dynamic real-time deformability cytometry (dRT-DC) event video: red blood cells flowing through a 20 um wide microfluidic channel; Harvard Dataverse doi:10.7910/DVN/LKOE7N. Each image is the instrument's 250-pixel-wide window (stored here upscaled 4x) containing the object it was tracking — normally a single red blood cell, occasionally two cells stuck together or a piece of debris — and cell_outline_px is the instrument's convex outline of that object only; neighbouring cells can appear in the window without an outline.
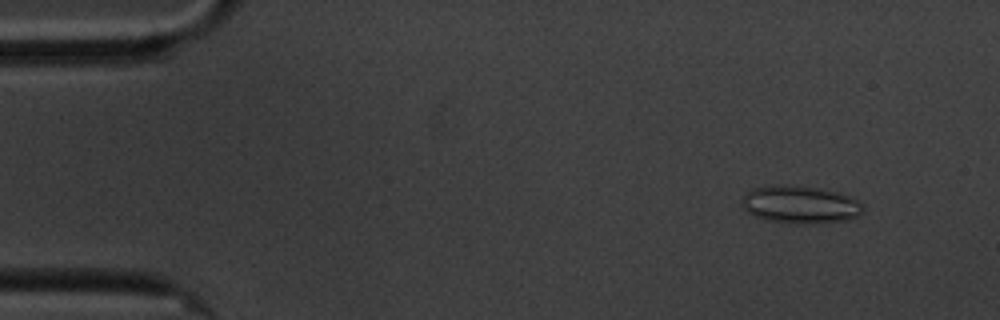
{"species": "common noctule bat (a hibernating species)", "species_latin": "Nyctalus noctula", "temperature_condition": "cold", "stored_images_in_passage": 59, "camera_frame_rate_fps": 3000, "um_per_image_px": 0.085, "animal": {"sex": "male", "body_mass_g": 20.1, "forearm_length_mm": 53.5}, "frame": {"image": 1, "passage_image": 6, "time_ms": 1.667, "image_size_px": [1000, 320], "cell_outline_px": [[864, 208], [856, 216], [844, 220], [808, 224], [788, 224], [764, 220], [748, 212], [740, 204], [744, 196], [752, 188], [816, 188], [836, 192], [848, 196], [856, 200]], "centroid_in_image_um": [68.0, 17.46], "position_along_channel_um": 17.0, "area_um2": 25.43}}
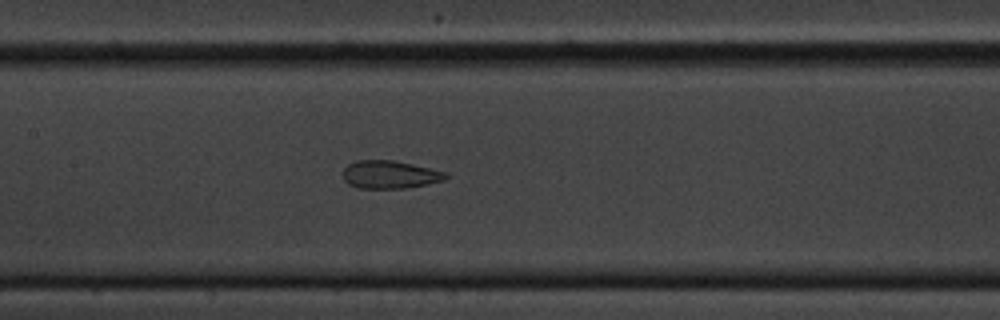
{"frame": {"image": 2, "passage_image": 28, "time_ms": 9.0, "image_size_px": [1000, 320], "cell_outline_px": [[448, 176], [444, 180], [404, 188], [360, 188], [348, 184], [344, 180], [344, 168], [348, 164], [356, 160], [392, 160], [412, 164], [448, 172]], "centroid_in_image_um": [33.13, 14.83], "position_along_channel_um": 174.3, "area_um2": 16.59}}
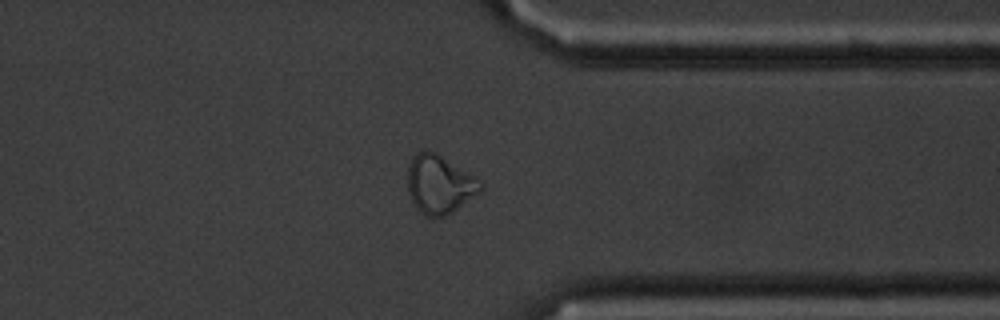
{"frame": {"image": 3, "passage_image": 46, "time_ms": 15.0, "image_size_px": [1000, 320], "cell_outline_px": [[484, 188], [480, 192], [452, 212], [444, 216], [432, 220], [424, 216], [416, 208], [408, 192], [408, 164], [412, 156], [416, 152], [428, 148], [436, 152], [484, 184]], "centroid_in_image_um": [37.31, 15.68], "position_along_channel_um": 374.1, "area_um2": 25.03}, "authors_computed_cell_mechanics": {"area_um2": 21.675, "velocity_mm_per_s": 3.3976, "shape_relaxation_time_tau1_ms": null, "shape_relaxation_time_tau2_ms": 1.2427, "deformation_change_tau1": null, "deformation_change_tau2": 0.0679}}